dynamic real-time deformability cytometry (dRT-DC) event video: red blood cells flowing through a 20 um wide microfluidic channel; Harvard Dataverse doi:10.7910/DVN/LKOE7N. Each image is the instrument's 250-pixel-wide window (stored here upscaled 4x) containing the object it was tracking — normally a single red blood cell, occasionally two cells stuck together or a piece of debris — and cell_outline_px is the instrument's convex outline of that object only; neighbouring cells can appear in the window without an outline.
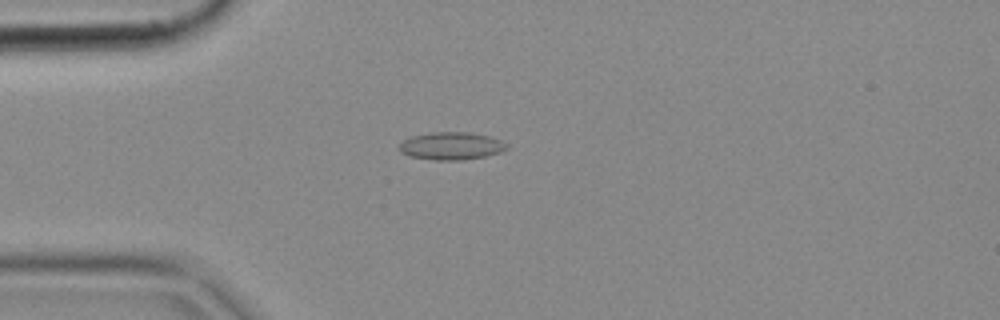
{"species": "common noctule bat (a hibernating species)", "species_latin": "Nyctalus noctula", "temperature_condition": "cold", "stored_images_in_passage": 4, "camera_frame_rate_fps": 3000, "um_per_image_px": 0.085, "animal": {"sex": "female", "body_mass_g": 18.4}, "frame": {"image": 1, "passage_image": 3, "time_ms": 0.667, "image_size_px": [1000, 320], "cell_outline_px": [[508, 148], [500, 152], [484, 156], [464, 160], [432, 160], [408, 156], [400, 152], [400, 144], [404, 140], [412, 136], [432, 132], [472, 132], [488, 136], [500, 140], [508, 144]], "centroid_in_image_um": [38.36, 12.41], "position_along_channel_um": 46.6, "area_um2": 17.34}}